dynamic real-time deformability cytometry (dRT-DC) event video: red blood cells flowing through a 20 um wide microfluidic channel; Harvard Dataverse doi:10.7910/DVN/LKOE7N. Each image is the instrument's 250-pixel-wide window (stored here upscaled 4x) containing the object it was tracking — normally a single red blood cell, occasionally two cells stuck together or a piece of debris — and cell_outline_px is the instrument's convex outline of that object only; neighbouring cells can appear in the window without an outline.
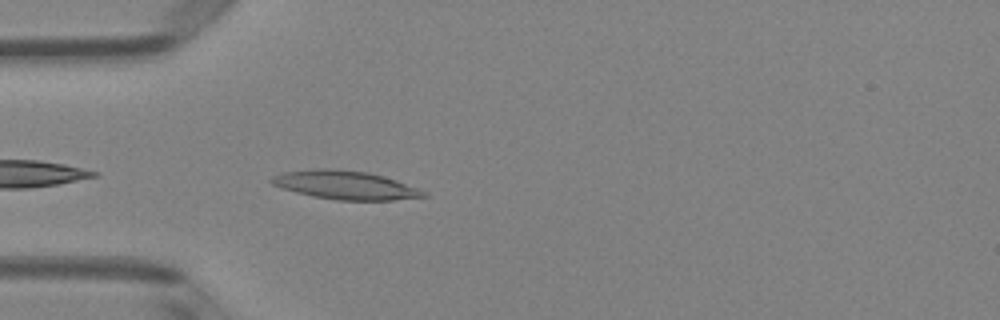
{"species": "Egyptian fruit bat (a non-hibernating species)", "species_latin": "Rousettus aegyptiacus", "temperature_condition": "room temperature", "stored_images_in_passage": 36, "camera_frame_rate_fps": 3000, "um_per_image_px": 0.085, "animal": {"sex": "female"}, "frame": {"image": 1, "passage_image": 2, "time_ms": 0.333, "image_size_px": [1000, 320], "cell_outline_px": [[428, 196], [392, 200], [336, 200], [312, 196], [296, 192], [272, 184], [268, 180], [272, 176], [284, 172], [320, 168], [324, 168], [368, 172], [396, 180], [428, 192]], "centroid_in_image_um": [29.35, 15.73], "position_along_channel_um": 55.6, "area_um2": 25.09}}
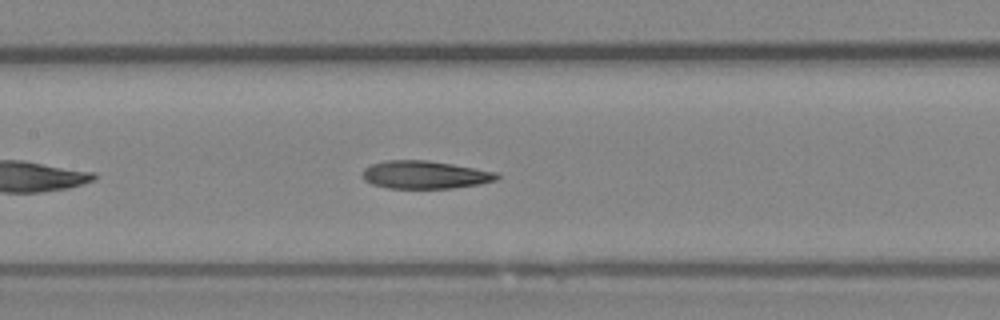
{"frame": {"image": 2, "passage_image": 11, "time_ms": 3.333, "image_size_px": [1000, 320], "cell_outline_px": [[500, 176], [496, 180], [480, 184], [452, 188], [388, 188], [372, 184], [364, 180], [364, 168], [372, 164], [388, 160], [428, 160], [452, 164], [496, 172]], "centroid_in_image_um": [36.13, 14.85], "position_along_channel_um": 171.3, "area_um2": 21.68}}
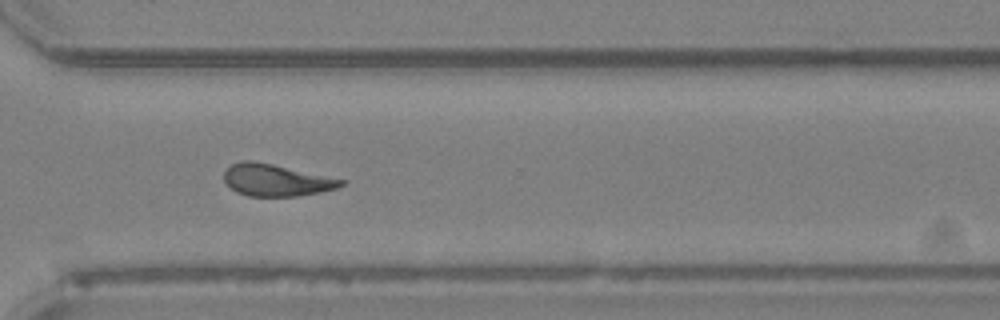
{"frame": {"image": 3, "passage_image": 24, "time_ms": 7.667, "image_size_px": [1000, 320], "cell_outline_px": [[344, 184], [336, 188], [320, 192], [296, 196], [248, 196], [236, 192], [224, 180], [224, 172], [232, 164], [240, 160], [252, 160], [272, 164], [344, 180]], "centroid_in_image_um": [23.43, 15.31], "position_along_channel_um": 347.2, "area_um2": 21.44}, "authors_computed_cell_mechanics": {"area_um2": 21.9351, "velocity_mm_per_s": 4.0626, "shape_relaxation_time_tau1_ms": 5.8193, "shape_relaxation_time_tau2_ms": 3.0712, "deformation_change_tau1": 0.2018, "deformation_change_tau2": 0.1249}}